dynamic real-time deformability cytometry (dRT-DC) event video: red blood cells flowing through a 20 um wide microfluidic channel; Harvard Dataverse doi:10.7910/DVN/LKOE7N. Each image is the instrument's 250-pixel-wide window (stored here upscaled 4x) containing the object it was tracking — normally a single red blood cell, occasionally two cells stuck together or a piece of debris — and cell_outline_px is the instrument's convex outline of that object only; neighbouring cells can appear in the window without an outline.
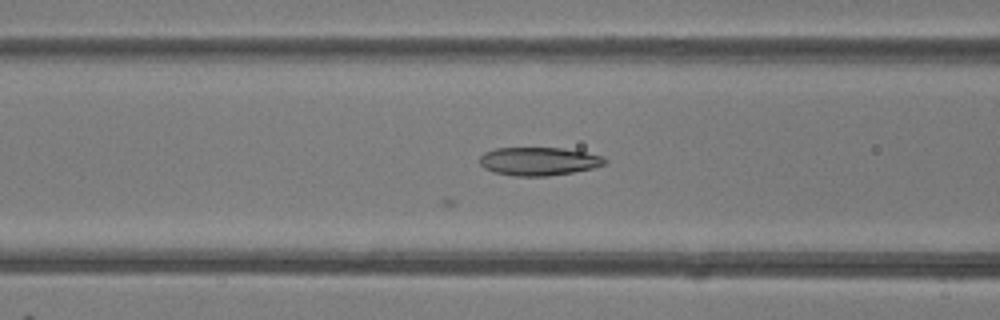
{"species": "common noctule bat (a hibernating species)", "species_latin": "Nyctalus noctula", "temperature_condition": "room temperature", "stored_images_in_passage": 34, "camera_frame_rate_fps": 3000, "um_per_image_px": 0.085, "animal": {"sex": "female"}, "frame": {"image": 1, "passage_image": 20, "time_ms": 6.333, "image_size_px": [1000, 320], "cell_outline_px": [[608, 164], [592, 168], [572, 172], [548, 176], [512, 176], [492, 172], [484, 168], [480, 164], [480, 156], [484, 152], [496, 148], [564, 148], [604, 156], [608, 160]], "centroid_in_image_um": [45.8, 13.71], "position_along_channel_um": 120.8, "area_um2": 20.81}}
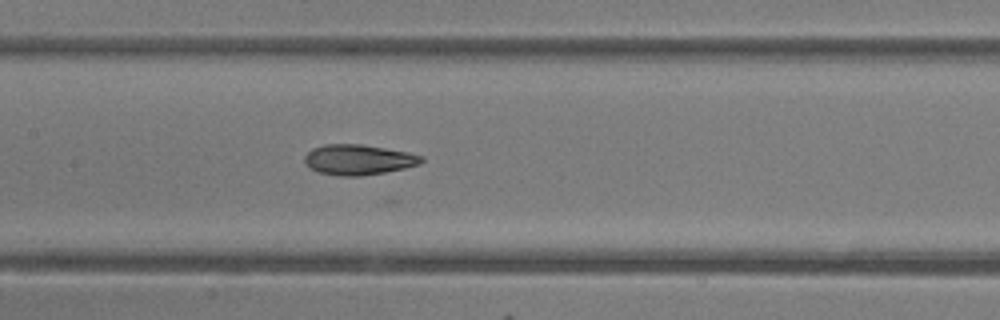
{"frame": {"image": 2, "passage_image": 24, "time_ms": 7.667, "image_size_px": [1000, 320], "cell_outline_px": [[424, 160], [420, 164], [404, 168], [384, 172], [360, 176], [340, 176], [320, 172], [312, 168], [304, 160], [304, 156], [312, 148], [324, 144], [360, 144], [408, 152], [424, 156]], "centroid_in_image_um": [30.49, 13.56], "position_along_channel_um": 176.9, "area_um2": 20.46}}